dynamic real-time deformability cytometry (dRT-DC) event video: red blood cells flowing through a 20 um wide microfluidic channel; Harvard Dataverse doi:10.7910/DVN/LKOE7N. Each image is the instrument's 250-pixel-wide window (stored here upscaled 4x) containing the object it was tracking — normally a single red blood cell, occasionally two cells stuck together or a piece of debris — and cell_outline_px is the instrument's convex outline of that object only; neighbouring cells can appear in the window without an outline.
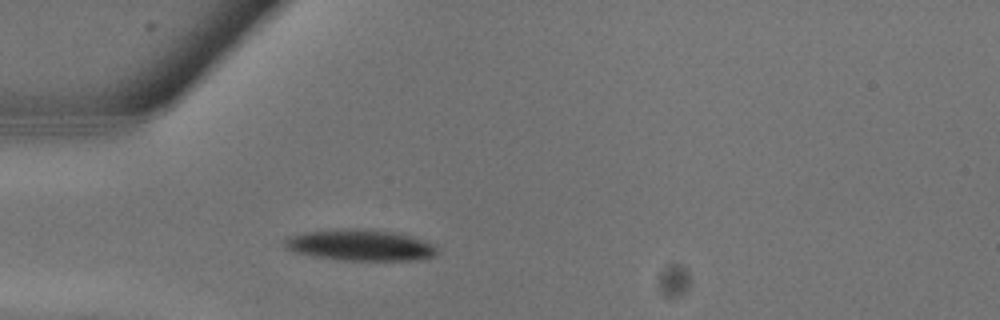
{"species": "common noctule bat (a hibernating species)", "species_latin": "Nyctalus noctula", "temperature_condition": "warm", "stored_images_in_passage": 6, "camera_frame_rate_fps": 3000, "um_per_image_px": 0.085, "animal": {"sex": "male", "body_mass_g": 13.3}, "frame": {"image": 1, "passage_image": 4, "time_ms": 1.0, "image_size_px": [1000, 320], "cell_outline_px": [[436, 256], [424, 260], [336, 260], [312, 256], [292, 252], [284, 248], [284, 240], [300, 232], [340, 228], [360, 228], [396, 232], [412, 236], [436, 244]], "centroid_in_image_um": [30.62, 20.83], "position_along_channel_um": 54.4, "area_um2": 28.38}}
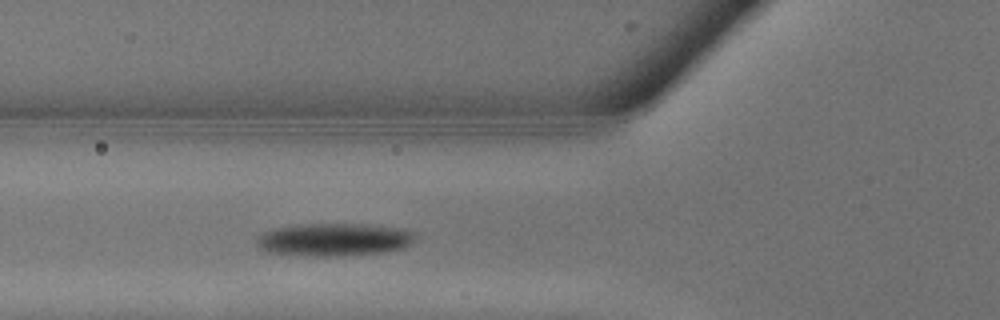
{"frame": {"image": 2, "passage_image": 6, "time_ms": 1.667, "image_size_px": [1000, 320], "cell_outline_px": [[412, 244], [404, 248], [388, 252], [340, 256], [312, 256], [264, 252], [252, 240], [260, 232], [272, 228], [296, 224], [368, 224], [400, 228], [412, 232]], "centroid_in_image_um": [28.29, 20.37], "position_along_channel_um": 97.5, "area_um2": 30.92}}